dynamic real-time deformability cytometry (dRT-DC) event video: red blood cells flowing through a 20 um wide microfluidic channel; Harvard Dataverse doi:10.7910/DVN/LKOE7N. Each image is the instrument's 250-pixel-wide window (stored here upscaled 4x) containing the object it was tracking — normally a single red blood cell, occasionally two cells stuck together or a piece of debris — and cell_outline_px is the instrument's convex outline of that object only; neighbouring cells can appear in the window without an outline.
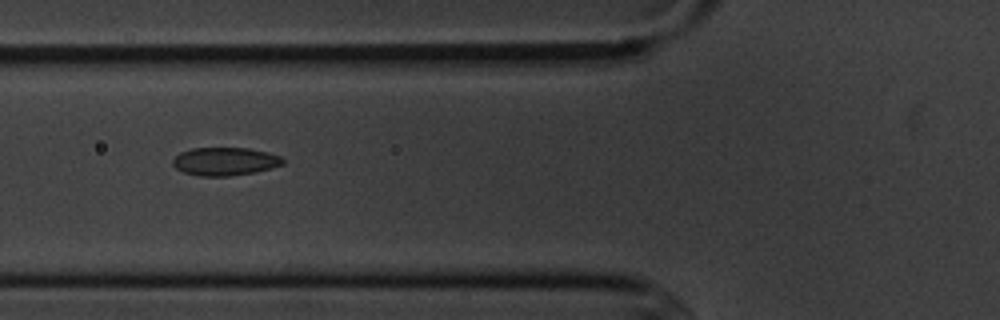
{"species": "common noctule bat (a hibernating species)", "species_latin": "Nyctalus noctula", "temperature_condition": "cold", "stored_images_in_passage": 6, "camera_frame_rate_fps": 3000, "um_per_image_px": 0.085, "animal": {"sex": "male", "body_mass_g": 20.1, "forearm_length_mm": 53.5}, "frame": {"image": 1, "passage_image": 6, "time_ms": 6.0, "image_size_px": [1000, 320], "cell_outline_px": [[284, 164], [272, 168], [256, 172], [228, 176], [200, 176], [184, 172], [176, 168], [172, 164], [172, 160], [180, 152], [192, 148], [248, 148], [268, 152], [280, 156], [284, 160]], "centroid_in_image_um": [19.13, 13.72], "position_along_channel_um": 106.7, "area_um2": 18.09}}